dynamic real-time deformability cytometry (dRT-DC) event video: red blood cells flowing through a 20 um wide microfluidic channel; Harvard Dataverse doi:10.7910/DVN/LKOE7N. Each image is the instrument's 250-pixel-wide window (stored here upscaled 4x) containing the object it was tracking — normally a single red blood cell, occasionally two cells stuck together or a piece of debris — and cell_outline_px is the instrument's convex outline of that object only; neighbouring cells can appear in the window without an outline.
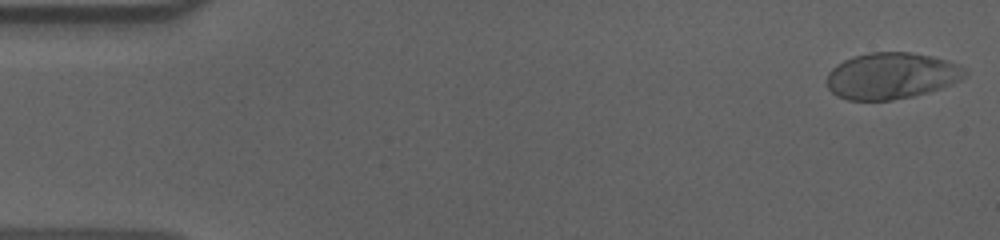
{"species": "human", "species_latin": "Homo sapiens", "temperature_condition": "cold", "stored_images_in_passage": 55, "camera_frame_rate_fps": 3000, "um_per_image_px": 0.085, "donor": {"sex": "male"}, "frame": {"image": 1, "passage_image": 1, "time_ms": 0.0, "image_size_px": [1000, 240], "cell_outline_px": [[968, 72], [960, 80], [952, 84], [928, 92], [912, 96], [892, 100], [848, 100], [836, 96], [828, 88], [828, 72], [836, 64], [844, 60], [868, 52], [908, 52], [932, 56], [948, 60], [960, 64]], "centroid_in_image_um": [75.78, 6.44], "position_along_channel_um": 9.2, "area_um2": 37.4}}
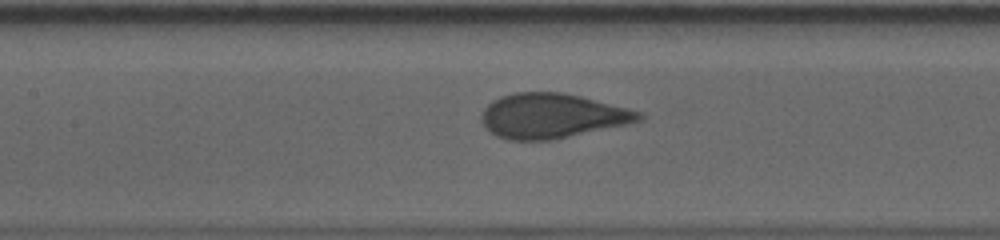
{"frame": {"image": 2, "passage_image": 25, "time_ms": 8.0, "image_size_px": [1000, 240], "cell_outline_px": [[644, 116], [640, 120], [628, 124], [552, 140], [508, 140], [496, 136], [484, 128], [480, 120], [480, 116], [484, 108], [492, 100], [500, 96], [516, 92], [564, 92], [644, 112]], "centroid_in_image_um": [46.89, 9.85], "position_along_channel_um": 160.5, "area_um2": 41.33}}
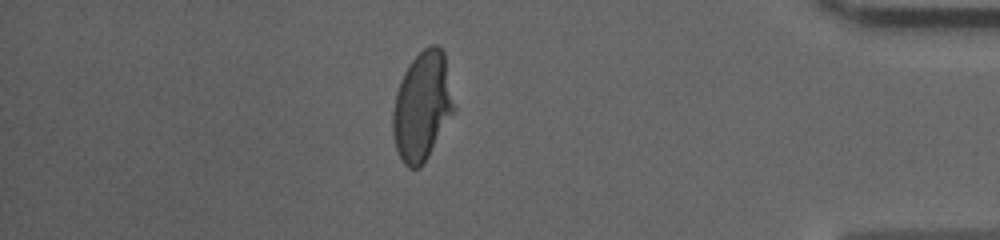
{"frame": {"image": 3, "passage_image": 48, "time_ms": 15.667, "image_size_px": [1000, 240], "cell_outline_px": [[452, 112], [424, 164], [420, 168], [408, 168], [404, 164], [396, 148], [392, 132], [392, 112], [396, 92], [400, 80], [408, 64], [424, 48], [432, 44], [436, 44], [444, 52], [452, 104]], "centroid_in_image_um": [35.82, 9.04], "position_along_channel_um": 399.4, "area_um2": 37.86}, "authors_computed_cell_mechanics": {"area_um2": 40.2288, "velocity_mm_per_s": 3.6098, "shape_relaxation_time_tau1_ms": 3.9655, "shape_relaxation_time_tau2_ms": null, "deformation_change_tau1": 0.1773, "deformation_change_tau2": null}}